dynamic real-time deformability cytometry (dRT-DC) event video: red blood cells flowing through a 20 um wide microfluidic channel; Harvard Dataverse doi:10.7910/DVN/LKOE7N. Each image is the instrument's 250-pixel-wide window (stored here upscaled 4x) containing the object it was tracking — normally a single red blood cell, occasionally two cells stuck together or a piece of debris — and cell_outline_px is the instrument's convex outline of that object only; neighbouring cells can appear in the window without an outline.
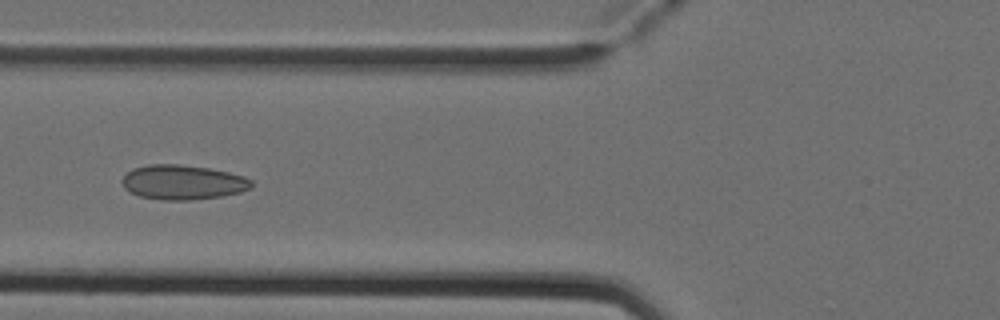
{"species": "Egyptian fruit bat (a non-hibernating species)", "species_latin": "Rousettus aegyptiacus", "temperature_condition": "cold", "stored_images_in_passage": 4, "camera_frame_rate_fps": 3000, "um_per_image_px": 0.085, "animal": {"sex": "female"}, "frame": {"image": 1, "passage_image": 4, "time_ms": 1.0, "image_size_px": [1000, 320], "cell_outline_px": [[252, 188], [240, 192], [220, 196], [188, 200], [160, 200], [140, 196], [124, 188], [120, 180], [132, 168], [148, 164], [180, 164], [208, 168], [228, 172], [244, 176], [252, 180]], "centroid_in_image_um": [15.52, 15.48], "position_along_channel_um": 110.3, "area_um2": 26.13}}